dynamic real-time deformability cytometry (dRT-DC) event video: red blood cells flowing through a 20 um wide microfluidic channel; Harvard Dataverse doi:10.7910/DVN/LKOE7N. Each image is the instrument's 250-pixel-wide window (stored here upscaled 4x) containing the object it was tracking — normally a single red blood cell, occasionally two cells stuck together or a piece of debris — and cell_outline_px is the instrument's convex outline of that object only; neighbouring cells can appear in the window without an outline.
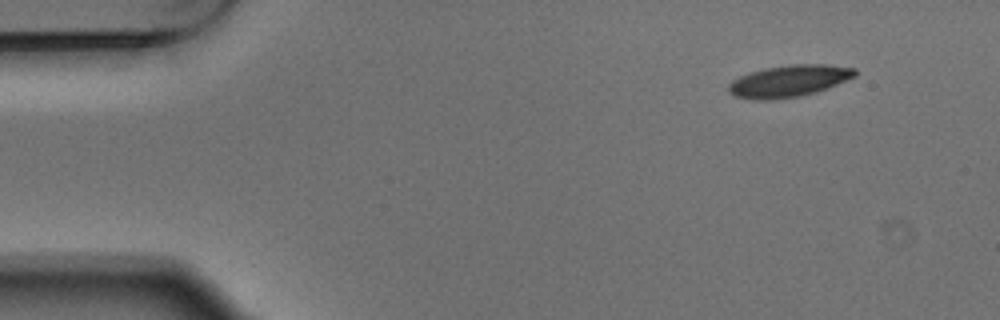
{"species": "Egyptian fruit bat (a non-hibernating species)", "species_latin": "Rousettus aegyptiacus", "temperature_condition": "warm", "stored_images_in_passage": 4, "camera_frame_rate_fps": 3000, "um_per_image_px": 0.085, "animal": {"sex": "male"}, "frame": {"image": 1, "passage_image": 1, "time_ms": 0.0, "image_size_px": [1000, 320], "cell_outline_px": [[856, 76], [816, 92], [800, 96], [768, 100], [752, 100], [732, 96], [728, 92], [728, 84], [732, 80], [740, 76], [764, 68], [792, 64], [828, 64], [856, 68]], "centroid_in_image_um": [67.02, 6.89], "position_along_channel_um": 18.0, "area_um2": 23.52}}
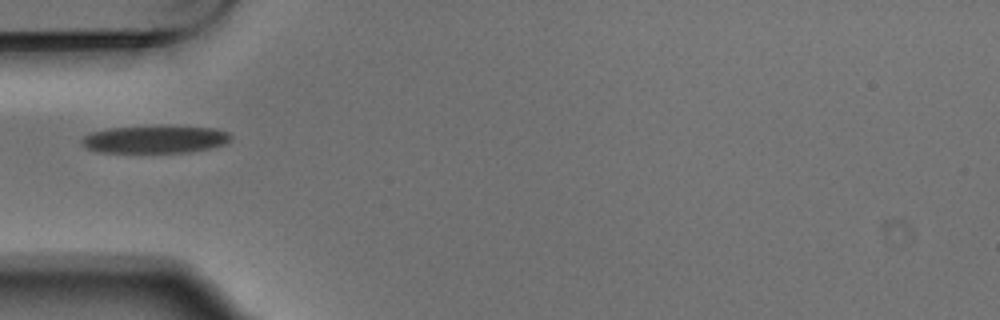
{"frame": {"image": 2, "passage_image": 4, "time_ms": 1.0, "image_size_px": [1000, 320], "cell_outline_px": [[232, 136], [224, 144], [208, 148], [188, 152], [96, 152], [80, 144], [80, 140], [84, 136], [92, 132], [108, 128], [152, 124], [168, 124], [216, 128], [228, 132]], "centroid_in_image_um": [13.16, 11.79], "position_along_channel_um": 71.8, "area_um2": 24.8}}